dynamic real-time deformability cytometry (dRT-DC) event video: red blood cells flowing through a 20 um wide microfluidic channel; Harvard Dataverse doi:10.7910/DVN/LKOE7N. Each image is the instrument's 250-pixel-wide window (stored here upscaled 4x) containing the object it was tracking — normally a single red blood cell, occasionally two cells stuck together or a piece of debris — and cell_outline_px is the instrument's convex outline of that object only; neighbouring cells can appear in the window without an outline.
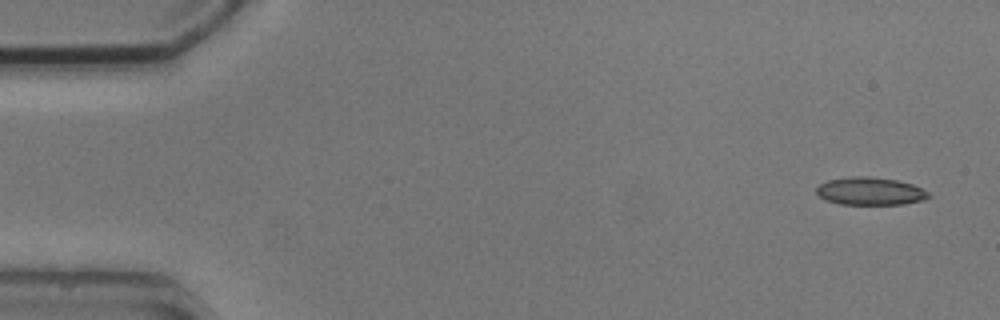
{"species": "common noctule bat (a hibernating species)", "species_latin": "Nyctalus noctula", "temperature_condition": "cold", "stored_images_in_passage": 5, "camera_frame_rate_fps": 3000, "um_per_image_px": 0.085, "animal": {"sex": "male", "body_mass_g": 20.5, "forearm_length_mm": 52.5}, "frame": {"image": 1, "passage_image": 1, "time_ms": 0.0, "image_size_px": [1000, 320], "cell_outline_px": [[932, 196], [924, 200], [904, 204], [840, 204], [824, 200], [816, 192], [816, 188], [820, 184], [828, 180], [852, 176], [868, 176], [896, 180], [912, 184], [928, 192]], "centroid_in_image_um": [73.96, 16.25], "position_along_channel_um": 11.0, "area_um2": 18.15}}
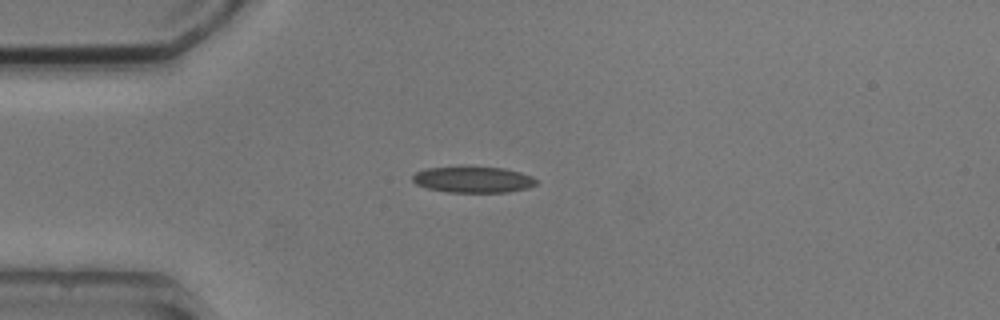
{"frame": {"image": 2, "passage_image": 4, "time_ms": 3.667, "image_size_px": [1000, 320], "cell_outline_px": [[540, 180], [536, 184], [528, 188], [508, 192], [448, 192], [428, 188], [416, 184], [412, 180], [412, 176], [416, 172], [424, 168], [504, 168], [520, 172], [532, 176]], "centroid_in_image_um": [40.25, 15.28], "position_along_channel_um": 44.7, "area_um2": 18.55}}
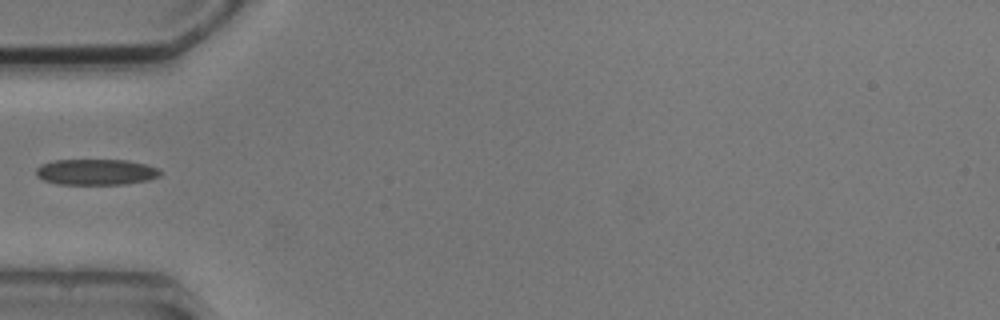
{"frame": {"image": 3, "passage_image": 5, "time_ms": 5.0, "image_size_px": [1000, 320], "cell_outline_px": [[160, 176], [148, 180], [124, 184], [60, 184], [44, 180], [36, 176], [36, 168], [40, 164], [52, 160], [128, 160], [148, 164], [160, 168]], "centroid_in_image_um": [8.17, 14.61], "position_along_channel_um": 76.8, "area_um2": 18.9}}